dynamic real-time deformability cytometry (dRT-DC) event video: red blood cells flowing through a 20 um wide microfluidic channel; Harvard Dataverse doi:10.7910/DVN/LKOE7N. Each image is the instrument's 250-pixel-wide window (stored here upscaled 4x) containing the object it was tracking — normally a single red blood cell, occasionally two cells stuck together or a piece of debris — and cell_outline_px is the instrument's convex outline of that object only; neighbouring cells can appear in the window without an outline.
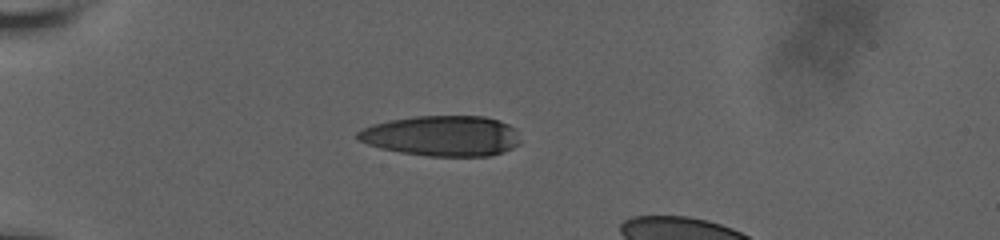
{"species": "human", "species_latin": "Homo sapiens", "temperature_condition": "room temperature", "stored_images_in_passage": 35, "camera_frame_rate_fps": 3000, "um_per_image_px": 0.085, "donor": {"sex": "male"}, "frame": {"image": 1, "passage_image": 1, "time_ms": 0.0, "image_size_px": [1000, 240], "cell_outline_px": [[520, 144], [504, 152], [488, 156], [428, 156], [400, 152], [368, 144], [360, 140], [356, 136], [356, 132], [372, 124], [388, 120], [416, 116], [484, 116], [500, 120], [516, 128], [520, 140]], "centroid_in_image_um": [37.62, 11.54], "position_along_channel_um": 47.4, "area_um2": 38.49}}
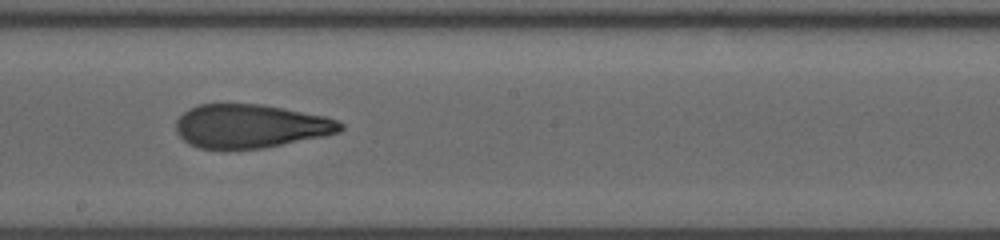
{"frame": {"image": 2, "passage_image": 18, "time_ms": 5.667, "image_size_px": [1000, 240], "cell_outline_px": [[344, 128], [340, 132], [324, 136], [264, 148], [200, 148], [188, 144], [176, 132], [176, 120], [188, 108], [200, 104], [260, 104], [284, 108], [324, 116], [340, 120], [344, 124]], "centroid_in_image_um": [21.31, 10.71], "position_along_channel_um": 226.9, "area_um2": 41.79}}
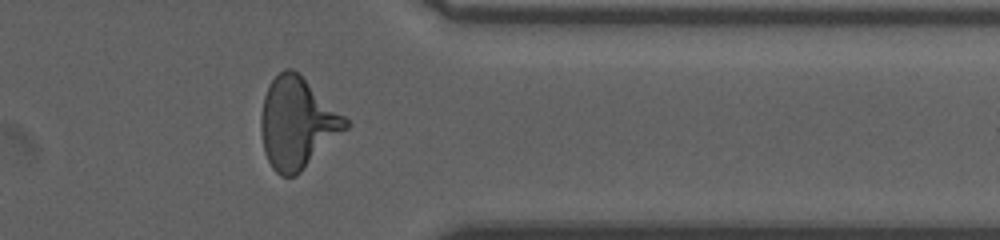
{"frame": {"image": 3, "passage_image": 31, "time_ms": 10.0, "image_size_px": [1000, 240], "cell_outline_px": [[348, 128], [296, 176], [280, 176], [272, 168], [264, 152], [260, 132], [260, 116], [264, 96], [268, 84], [284, 68], [292, 68], [344, 116], [348, 120]], "centroid_in_image_um": [25.22, 10.49], "position_along_channel_um": 386.2, "area_um2": 44.39}, "authors_computed_cell_mechanics": {"area_um2": 42.3096, "velocity_mm_per_s": 3.8181, "shape_relaxation_time_tau1_ms": 7.331, "shape_relaxation_time_tau2_ms": 1.5167, "deformation_change_tau1": 0.271, "deformation_change_tau2": 0.099}}